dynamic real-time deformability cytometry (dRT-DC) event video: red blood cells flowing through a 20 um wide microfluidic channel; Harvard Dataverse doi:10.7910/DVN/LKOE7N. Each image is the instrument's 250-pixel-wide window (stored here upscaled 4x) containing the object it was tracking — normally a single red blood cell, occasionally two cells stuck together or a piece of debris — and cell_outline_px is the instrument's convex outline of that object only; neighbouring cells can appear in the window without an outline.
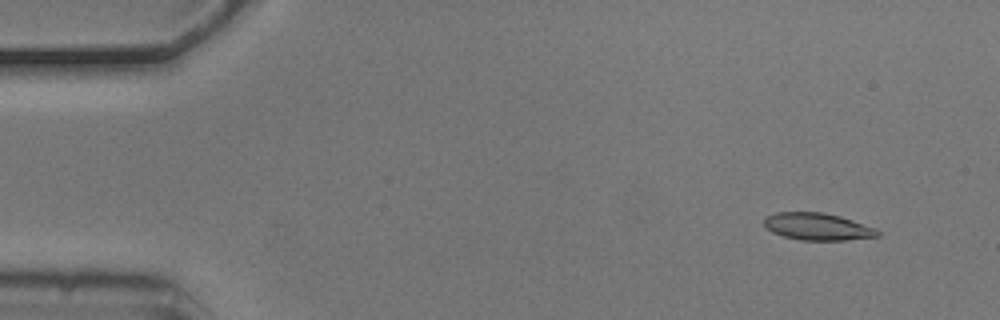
{"species": "common noctule bat (a hibernating species)", "species_latin": "Nyctalus noctula", "temperature_condition": "cold", "stored_images_in_passage": 4, "camera_frame_rate_fps": 3000, "um_per_image_px": 0.085, "animal": {"sex": "male", "body_mass_g": 20.5, "forearm_length_mm": 52.5}, "frame": {"image": 1, "passage_image": 2, "time_ms": 0.333, "image_size_px": [1000, 320], "cell_outline_px": [[880, 236], [848, 240], [800, 240], [784, 236], [772, 232], [764, 228], [764, 216], [776, 212], [824, 212], [840, 216], [876, 228], [880, 232]], "centroid_in_image_um": [69.47, 19.26], "position_along_channel_um": 15.5, "area_um2": 18.15}}